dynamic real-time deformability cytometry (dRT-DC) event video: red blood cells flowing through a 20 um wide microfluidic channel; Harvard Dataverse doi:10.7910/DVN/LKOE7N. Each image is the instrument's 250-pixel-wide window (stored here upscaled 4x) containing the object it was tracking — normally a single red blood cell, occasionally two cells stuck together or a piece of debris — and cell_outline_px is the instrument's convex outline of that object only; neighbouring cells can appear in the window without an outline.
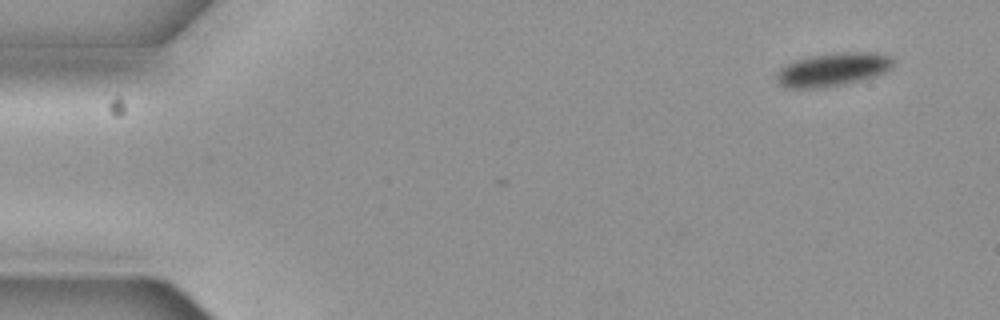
{"species": "common noctule bat (a hibernating species)", "species_latin": "Nyctalus noctula", "temperature_condition": "cold", "stored_images_in_passage": 6, "camera_frame_rate_fps": 3000, "um_per_image_px": 0.085, "animal": {"sex": "female", "body_mass_g": 19.3, "forearm_length_mm": 54.1}, "frame": {"image": 1, "passage_image": 1, "time_ms": 0.0, "image_size_px": [1000, 320], "cell_outline_px": [[896, 60], [892, 68], [876, 76], [844, 84], [824, 88], [784, 88], [776, 80], [776, 72], [784, 64], [792, 60], [808, 56], [836, 52], [876, 52], [892, 56]], "centroid_in_image_um": [70.78, 5.89], "position_along_channel_um": 14.2, "area_um2": 23.29}}
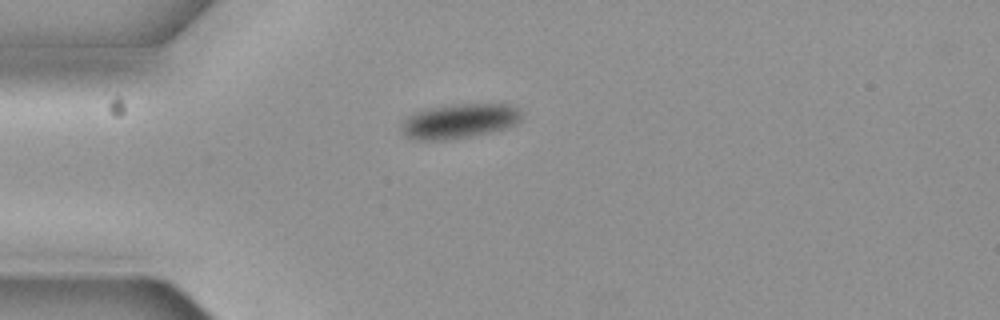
{"frame": {"image": 2, "passage_image": 4, "time_ms": 1.0, "image_size_px": [1000, 320], "cell_outline_px": [[520, 120], [504, 128], [472, 136], [444, 140], [416, 140], [408, 136], [400, 128], [400, 124], [408, 116], [424, 108], [452, 104], [508, 104], [520, 108]], "centroid_in_image_um": [39.0, 10.27], "position_along_channel_um": 46.0, "area_um2": 24.1}}